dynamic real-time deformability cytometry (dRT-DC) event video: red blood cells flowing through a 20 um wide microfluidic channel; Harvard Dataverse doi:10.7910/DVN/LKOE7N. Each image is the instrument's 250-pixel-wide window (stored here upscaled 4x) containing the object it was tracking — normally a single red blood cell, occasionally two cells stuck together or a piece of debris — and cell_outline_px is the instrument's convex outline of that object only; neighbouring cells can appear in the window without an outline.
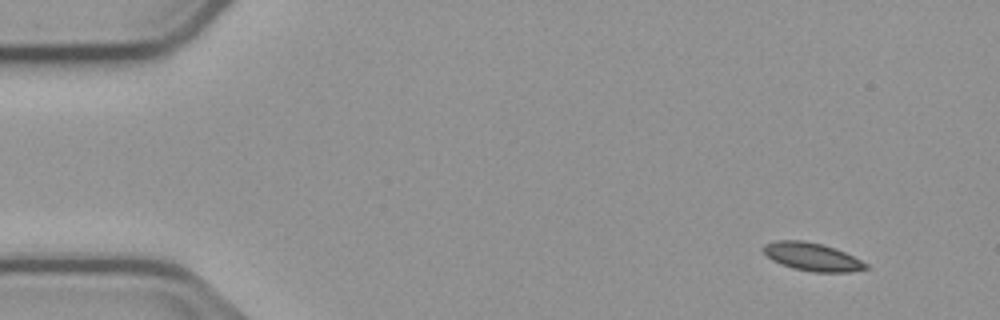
{"species": "common noctule bat (a hibernating species)", "species_latin": "Nyctalus noctula", "temperature_condition": "cold", "stored_images_in_passage": 15, "camera_frame_rate_fps": 3000, "um_per_image_px": 0.085, "animal": {"sex": "male", "body_mass_g": 23.1, "forearm_length_mm": 52.7}, "frame": {"image": 1, "passage_image": 5, "time_ms": 1.333, "image_size_px": [1000, 320], "cell_outline_px": [[868, 268], [852, 272], [812, 272], [792, 268], [780, 264], [772, 260], [764, 252], [764, 244], [776, 240], [800, 240], [820, 244], [844, 252], [868, 264]], "centroid_in_image_um": [69.02, 21.84], "position_along_channel_um": 16.0, "area_um2": 16.53}}